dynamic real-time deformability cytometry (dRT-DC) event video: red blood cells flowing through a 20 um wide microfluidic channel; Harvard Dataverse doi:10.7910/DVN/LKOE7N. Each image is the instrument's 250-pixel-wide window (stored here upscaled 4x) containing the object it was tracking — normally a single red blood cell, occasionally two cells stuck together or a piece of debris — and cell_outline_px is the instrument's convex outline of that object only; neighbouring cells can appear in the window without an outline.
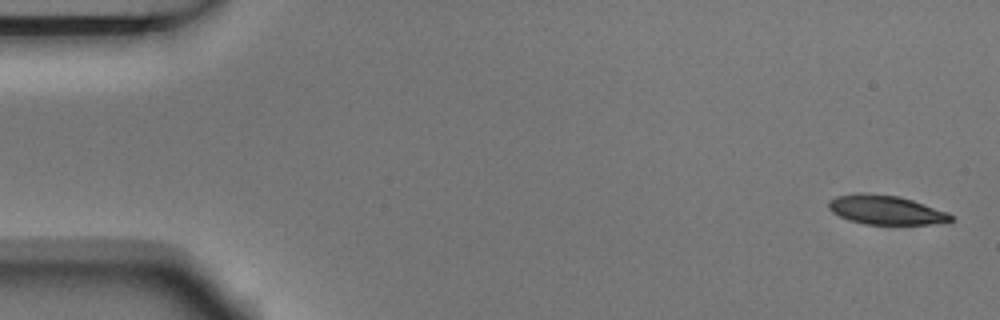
{"species": "Egyptian fruit bat (a non-hibernating species)", "species_latin": "Rousettus aegyptiacus", "temperature_condition": "room temperature", "stored_images_in_passage": 5, "camera_frame_rate_fps": 3000, "um_per_image_px": 0.085, "animal": {"sex": "male"}, "frame": {"image": 1, "passage_image": 1, "time_ms": 0.0, "image_size_px": [1000, 320], "cell_outline_px": [[952, 220], [928, 224], [864, 224], [848, 220], [832, 212], [828, 208], [828, 200], [836, 196], [856, 192], [864, 192], [900, 196], [948, 212], [952, 216]], "centroid_in_image_um": [75.22, 17.82], "position_along_channel_um": 9.8, "area_um2": 20.81}}
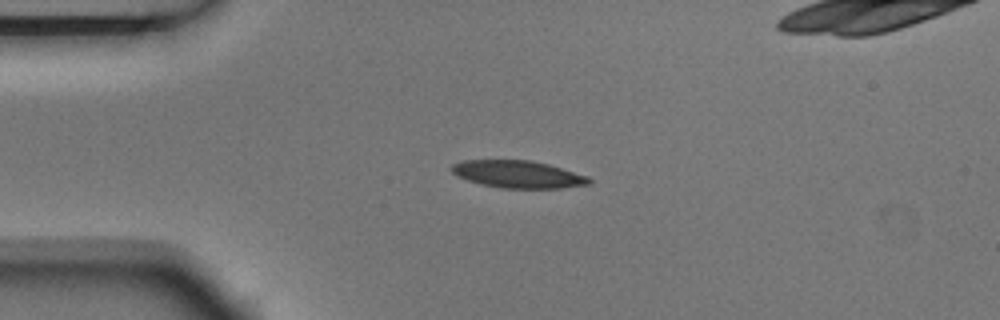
{"frame": {"image": 2, "passage_image": 4, "time_ms": 1.0, "image_size_px": [1000, 320], "cell_outline_px": [[592, 184], [560, 188], [500, 188], [468, 180], [452, 172], [452, 164], [464, 160], [532, 160], [548, 164], [588, 176], [592, 180]], "centroid_in_image_um": [44.08, 14.81], "position_along_channel_um": 40.9, "area_um2": 21.73}}